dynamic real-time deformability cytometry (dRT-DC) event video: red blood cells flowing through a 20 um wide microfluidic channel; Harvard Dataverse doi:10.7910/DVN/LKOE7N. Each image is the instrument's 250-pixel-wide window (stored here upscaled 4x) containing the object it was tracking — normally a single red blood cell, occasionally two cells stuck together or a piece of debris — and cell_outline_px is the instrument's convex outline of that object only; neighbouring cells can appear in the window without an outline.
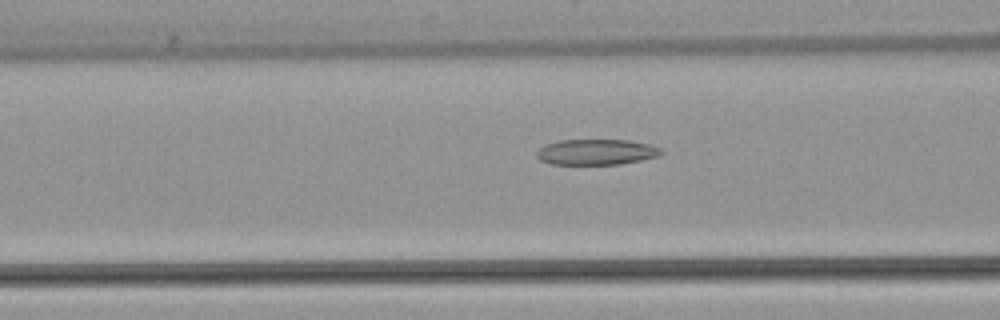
{"species": "common noctule bat (a hibernating species)", "species_latin": "Nyctalus noctula", "temperature_condition": "warm", "stored_images_in_passage": 53, "camera_frame_rate_fps": 3000, "um_per_image_px": 0.085, "animal": {"sex": "female", "body_mass_g": 22.7, "forearm_length_mm": 54.2}, "frame": {"image": 1, "passage_image": 21, "time_ms": 6.667, "image_size_px": [1000, 320], "cell_outline_px": [[664, 152], [660, 156], [620, 164], [552, 164], [540, 160], [536, 156], [536, 152], [544, 144], [560, 140], [628, 140], [648, 144], [660, 148]], "centroid_in_image_um": [50.68, 12.92], "position_along_channel_um": 115.9, "area_um2": 18.61}}
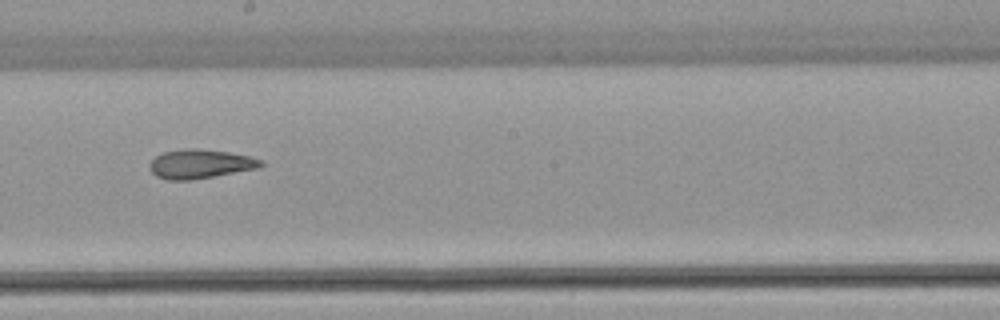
{"frame": {"image": 2, "passage_image": 30, "time_ms": 9.667, "image_size_px": [1000, 320], "cell_outline_px": [[264, 164], [260, 168], [192, 180], [168, 180], [156, 176], [148, 168], [148, 164], [156, 156], [164, 152], [184, 148], [200, 148], [228, 152], [252, 156], [264, 160]], "centroid_in_image_um": [17.04, 13.93], "position_along_channel_um": 231.2, "area_um2": 19.19}}
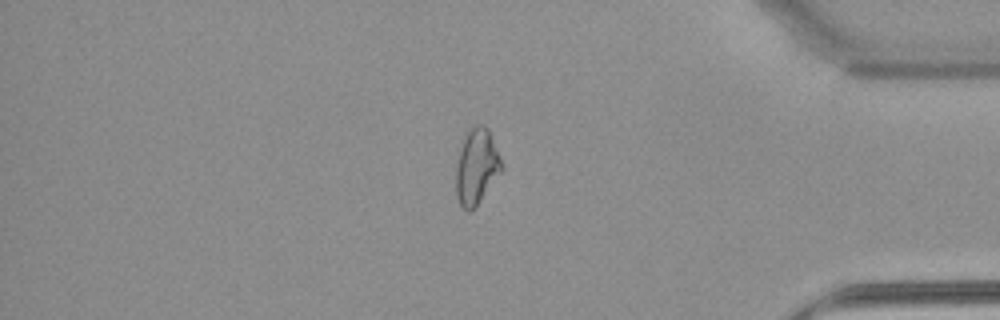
{"frame": {"image": 3, "passage_image": 45, "time_ms": 14.667, "image_size_px": [1000, 320], "cell_outline_px": [[504, 168], [476, 204], [468, 212], [460, 204], [456, 196], [456, 168], [460, 148], [464, 132], [472, 124], [484, 124], [488, 128]], "centroid_in_image_um": [40.48, 14.07], "position_along_channel_um": 394.7, "area_um2": 19.94}, "authors_computed_cell_mechanics": {"area_um2": 20.808, "velocity_mm_per_s": 3.8409, "shape_relaxation_time_tau1_ms": null, "shape_relaxation_time_tau2_ms": 4.0713, "deformation_change_tau1": null, "deformation_change_tau2": 0.1314}}